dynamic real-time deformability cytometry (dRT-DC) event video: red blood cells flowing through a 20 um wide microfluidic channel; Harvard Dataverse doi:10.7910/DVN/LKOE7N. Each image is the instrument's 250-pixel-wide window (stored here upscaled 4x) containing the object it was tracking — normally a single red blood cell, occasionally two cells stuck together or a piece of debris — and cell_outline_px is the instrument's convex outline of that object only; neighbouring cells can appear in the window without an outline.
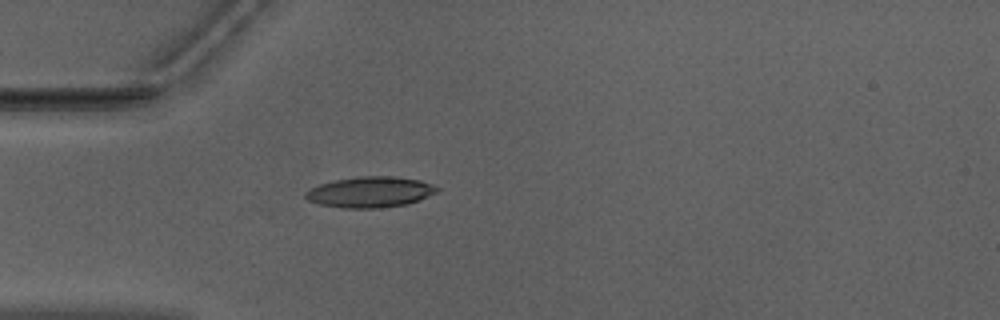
{"species": "Egyptian fruit bat (a non-hibernating species)", "species_latin": "Rousettus aegyptiacus", "temperature_condition": "warm", "stored_images_in_passage": 9, "camera_frame_rate_fps": 3000, "um_per_image_px": 0.085, "animal": {"sex": "male"}, "frame": {"image": 1, "passage_image": 1, "time_ms": 0.0, "image_size_px": [1000, 320], "cell_outline_px": [[440, 192], [420, 200], [408, 204], [380, 208], [340, 208], [320, 204], [308, 200], [304, 196], [304, 192], [320, 184], [336, 180], [360, 176], [392, 176], [420, 180], [432, 184], [440, 188]], "centroid_in_image_um": [31.52, 16.33], "position_along_channel_um": 53.5, "area_um2": 23.76}}
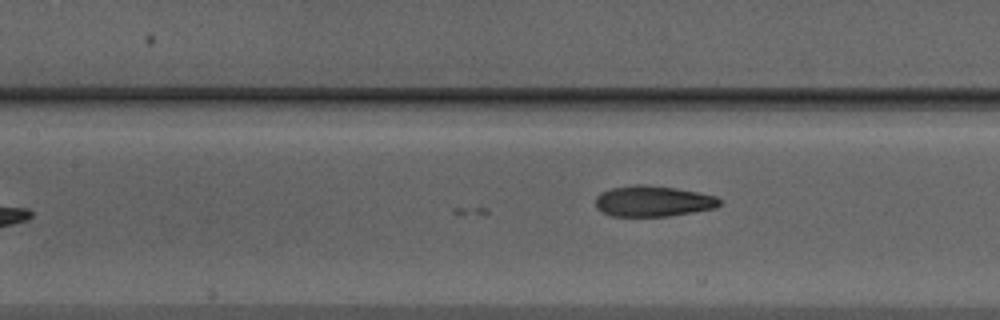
{"frame": {"image": 2, "passage_image": 9, "time_ms": 2.667, "image_size_px": [1000, 320], "cell_outline_px": [[720, 204], [716, 208], [668, 216], [612, 216], [600, 212], [596, 208], [596, 196], [600, 192], [612, 188], [636, 184], [648, 184], [676, 188], [716, 196], [720, 200]], "centroid_in_image_um": [55.47, 17.1], "position_along_channel_um": 151.9, "area_um2": 22.37}}